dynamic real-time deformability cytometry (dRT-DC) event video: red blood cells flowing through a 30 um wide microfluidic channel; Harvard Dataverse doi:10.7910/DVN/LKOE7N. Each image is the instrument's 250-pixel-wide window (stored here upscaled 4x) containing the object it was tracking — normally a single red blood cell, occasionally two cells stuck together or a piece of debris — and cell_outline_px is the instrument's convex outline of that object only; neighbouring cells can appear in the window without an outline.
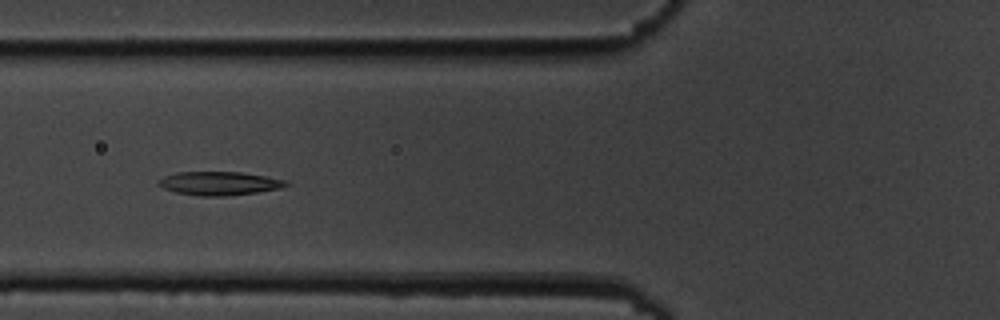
{"species": "common noctule bat (a hibernating species)", "species_latin": "Nyctalus noctula", "temperature_condition": "cold", "stored_images_in_passage": 13, "camera_frame_rate_fps": 3000, "um_per_image_px": 0.085, "animal": {"sex": "male", "body_mass_g": 19.5, "forearm_length_mm": 54.6}, "frame": {"image": 1, "passage_image": 4, "time_ms": 3.333, "image_size_px": [1000, 320], "cell_outline_px": [[288, 184], [280, 188], [256, 192], [224, 196], [200, 196], [176, 192], [164, 188], [156, 184], [164, 176], [176, 172], [240, 172], [268, 176], [284, 180]], "centroid_in_image_um": [18.61, 15.58], "position_along_channel_um": 107.2, "area_um2": 17.34}}
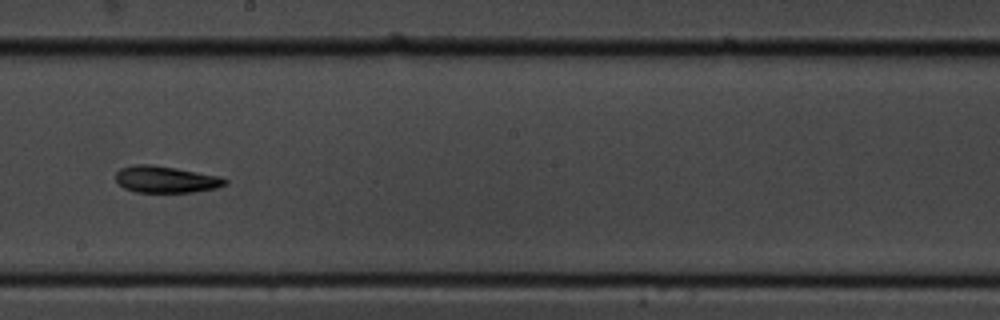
{"frame": {"image": 2, "passage_image": 7, "time_ms": 7.0, "image_size_px": [1000, 320], "cell_outline_px": [[228, 184], [216, 188], [192, 192], [136, 192], [124, 188], [116, 180], [116, 172], [120, 168], [132, 164], [152, 164], [176, 168], [220, 176], [228, 180]], "centroid_in_image_um": [14.1, 15.24], "position_along_channel_um": 234.1, "area_um2": 17.11}}
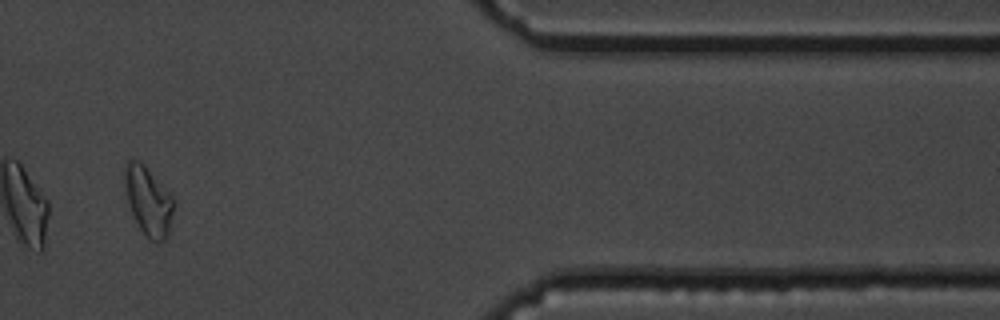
{"frame": {"image": 3, "passage_image": 11, "time_ms": 12.667, "image_size_px": [1000, 320], "cell_outline_px": [[176, 204], [168, 236], [160, 244], [148, 240], [140, 228], [128, 204], [124, 192], [124, 164], [128, 160], [140, 160], [144, 164], [176, 200]], "centroid_in_image_um": [12.62, 17.1], "position_along_channel_um": 398.8, "area_um2": 20.23}, "authors_computed_cell_mechanics": {"area_um2": 17.34, "velocity_mm_per_s": 3.471, "shape_relaxation_time_tau1_ms": null, "shape_relaxation_time_tau2_ms": 10.6684, "deformation_change_tau1": null, "deformation_change_tau2": 0.18}}